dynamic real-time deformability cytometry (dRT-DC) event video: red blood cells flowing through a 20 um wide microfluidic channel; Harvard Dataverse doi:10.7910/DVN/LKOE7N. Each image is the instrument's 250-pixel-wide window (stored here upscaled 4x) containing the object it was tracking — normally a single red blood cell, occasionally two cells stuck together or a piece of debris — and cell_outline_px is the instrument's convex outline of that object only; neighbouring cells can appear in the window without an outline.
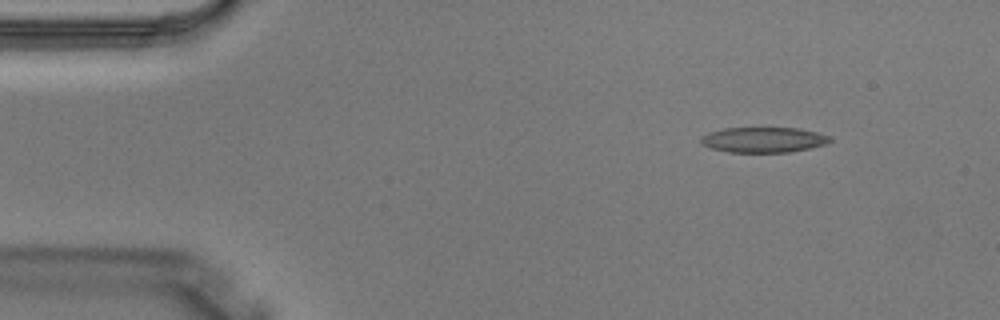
{"species": "Egyptian fruit bat (a non-hibernating species)", "species_latin": "Rousettus aegyptiacus", "temperature_condition": "warm", "stored_images_in_passage": 4, "camera_frame_rate_fps": 3000, "um_per_image_px": 0.085, "animal": {"sex": "male"}, "frame": {"image": 1, "passage_image": 2, "time_ms": 0.333, "image_size_px": [1000, 320], "cell_outline_px": [[832, 140], [824, 144], [808, 148], [788, 152], [728, 152], [712, 148], [704, 144], [700, 140], [700, 136], [708, 132], [724, 128], [800, 128], [832, 136]], "centroid_in_image_um": [64.89, 11.87], "position_along_channel_um": 20.1, "area_um2": 18.96}}
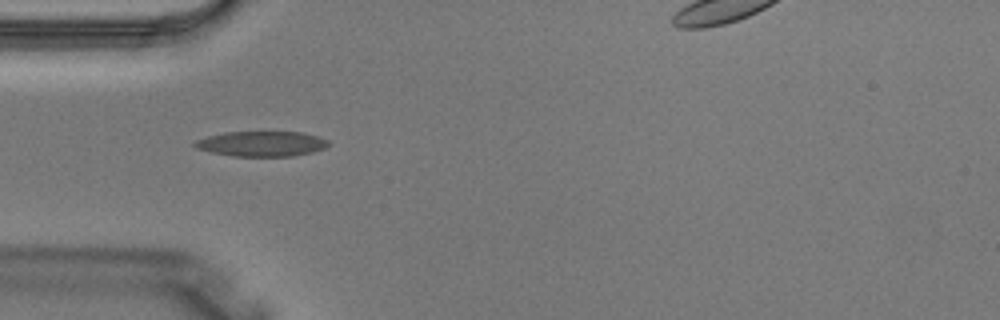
{"frame": {"image": 2, "passage_image": 4, "time_ms": 1.0, "image_size_px": [1000, 320], "cell_outline_px": [[332, 144], [324, 148], [312, 152], [292, 156], [236, 156], [212, 152], [196, 148], [192, 144], [196, 140], [208, 136], [224, 132], [304, 132], [320, 136], [328, 140]], "centroid_in_image_um": [22.29, 12.21], "position_along_channel_um": 62.7, "area_um2": 19.65}}